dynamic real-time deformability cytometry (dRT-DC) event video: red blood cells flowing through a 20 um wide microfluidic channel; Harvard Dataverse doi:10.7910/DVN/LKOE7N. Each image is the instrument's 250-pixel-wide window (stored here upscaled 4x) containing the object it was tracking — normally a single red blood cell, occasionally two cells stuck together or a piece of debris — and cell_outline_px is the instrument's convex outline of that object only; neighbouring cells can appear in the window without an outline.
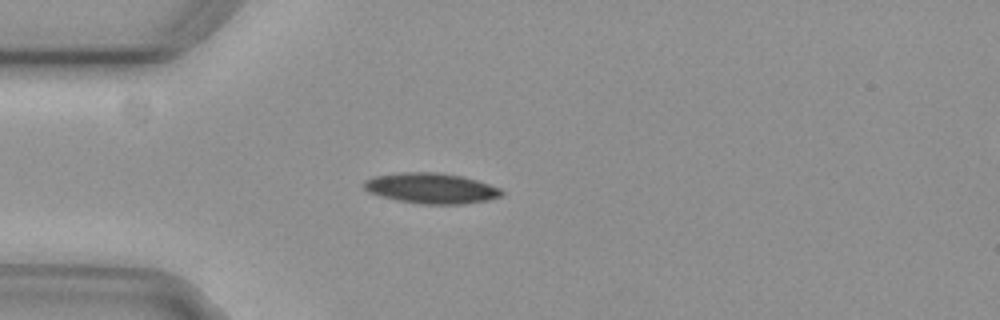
{"species": "common noctule bat (a hibernating species)", "species_latin": "Nyctalus noctula", "temperature_condition": "cold", "stored_images_in_passage": 35, "camera_frame_rate_fps": 3000, "um_per_image_px": 0.085, "animal": {"sex": "female", "body_mass_g": 29.2, "forearm_length_mm": 56.3}, "frame": {"image": 1, "passage_image": 1, "time_ms": 0.0, "image_size_px": [1000, 320], "cell_outline_px": [[504, 196], [488, 200], [464, 204], [420, 204], [396, 200], [380, 196], [368, 192], [360, 184], [364, 180], [376, 176], [400, 172], [436, 172], [464, 176], [500, 188], [504, 192]], "centroid_in_image_um": [36.64, 16.0], "position_along_channel_um": 48.4, "area_um2": 24.74}}
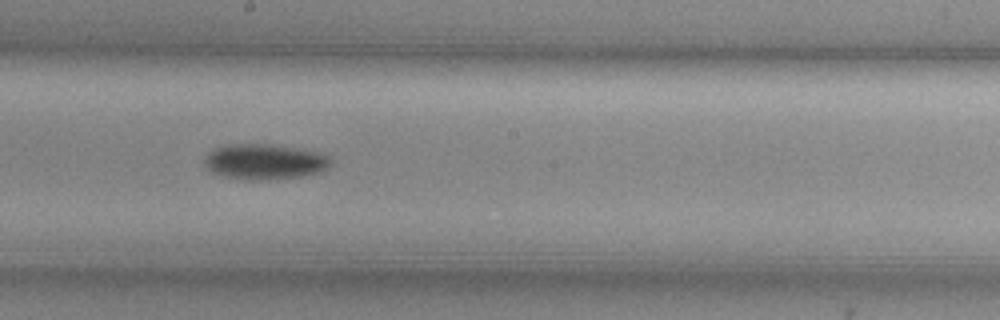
{"frame": {"image": 2, "passage_image": 16, "time_ms": 5.0, "image_size_px": [1000, 320], "cell_outline_px": [[332, 160], [328, 168], [320, 172], [304, 176], [276, 180], [244, 180], [224, 176], [208, 172], [204, 164], [204, 160], [208, 152], [216, 148], [232, 144], [264, 144], [292, 148], [316, 152], [328, 156]], "centroid_in_image_um": [22.46, 13.78], "position_along_channel_um": 225.7, "area_um2": 26.18}}
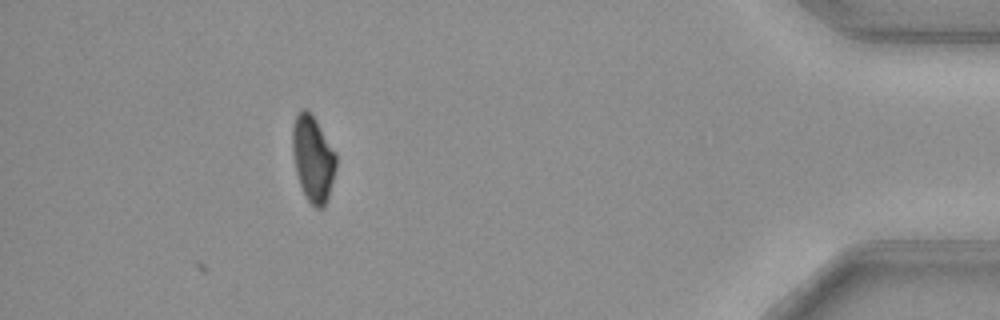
{"frame": {"image": 3, "passage_image": 35, "time_ms": 11.333, "image_size_px": [1000, 320], "cell_outline_px": [[336, 168], [328, 196], [324, 208], [316, 208], [308, 200], [300, 184], [296, 172], [292, 152], [292, 128], [296, 116], [300, 108], [304, 108], [316, 120], [336, 152]], "centroid_in_image_um": [26.6, 13.47], "position_along_channel_um": 408.6, "area_um2": 21.68}, "authors_computed_cell_mechanics": {"area_um2": 24.7384, "velocity_mm_per_s": 3.8057, "shape_relaxation_time_tau1_ms": 4.3069, "shape_relaxation_time_tau2_ms": null, "deformation_change_tau1": 0.1356, "deformation_change_tau2": null}}